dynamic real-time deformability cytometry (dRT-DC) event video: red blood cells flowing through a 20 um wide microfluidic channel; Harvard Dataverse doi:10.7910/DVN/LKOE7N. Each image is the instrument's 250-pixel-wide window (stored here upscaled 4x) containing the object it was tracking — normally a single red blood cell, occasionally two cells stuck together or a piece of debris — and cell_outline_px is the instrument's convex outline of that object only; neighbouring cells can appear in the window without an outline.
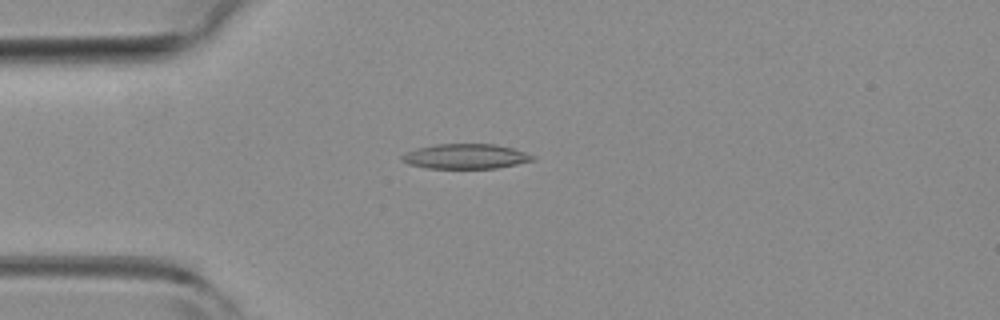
{"species": "common noctule bat (a hibernating species)", "species_latin": "Nyctalus noctula", "temperature_condition": "room temperature", "stored_images_in_passage": 4, "camera_frame_rate_fps": 3000, "um_per_image_px": 0.085, "animal": {"sex": "female", "body_mass_g": 19.3, "forearm_length_mm": 54.1}, "frame": {"image": 1, "passage_image": 3, "time_ms": 0.667, "image_size_px": [1000, 320], "cell_outline_px": [[536, 160], [496, 168], [428, 168], [408, 164], [400, 160], [400, 156], [416, 148], [436, 144], [496, 144], [512, 148], [536, 156]], "centroid_in_image_um": [39.58, 13.29], "position_along_channel_um": 45.4, "area_um2": 18.96}}